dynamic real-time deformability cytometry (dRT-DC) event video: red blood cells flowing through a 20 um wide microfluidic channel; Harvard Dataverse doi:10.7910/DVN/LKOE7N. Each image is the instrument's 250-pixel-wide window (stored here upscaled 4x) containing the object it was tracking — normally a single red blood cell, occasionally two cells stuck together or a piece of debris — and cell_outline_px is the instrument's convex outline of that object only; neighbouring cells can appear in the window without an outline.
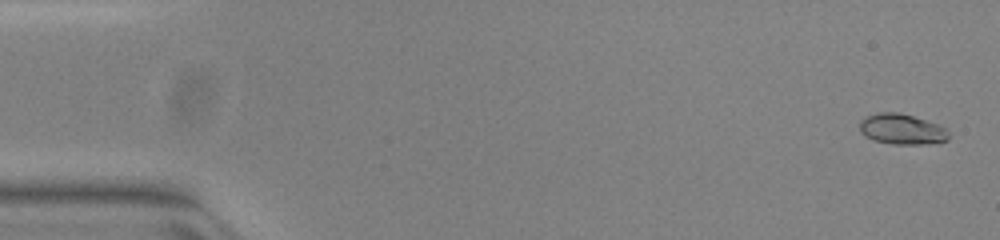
{"species": "common noctule bat (a hibernating species)", "species_latin": "Nyctalus noctula", "temperature_condition": "warm", "stored_images_in_passage": 50, "camera_frame_rate_fps": 3000, "um_per_image_px": 0.085, "animal": {"sex": "female", "body_mass_g": 23.0, "forearm_length_mm": 53.4}, "frame": {"image": 1, "passage_image": 2, "time_ms": 0.333, "image_size_px": [1000, 240], "cell_outline_px": [[948, 140], [924, 144], [892, 144], [872, 140], [864, 136], [860, 132], [860, 120], [864, 116], [876, 112], [900, 112], [936, 124], [944, 128], [948, 132]], "centroid_in_image_um": [76.58, 10.97], "position_along_channel_um": 8.4, "area_um2": 15.84}}
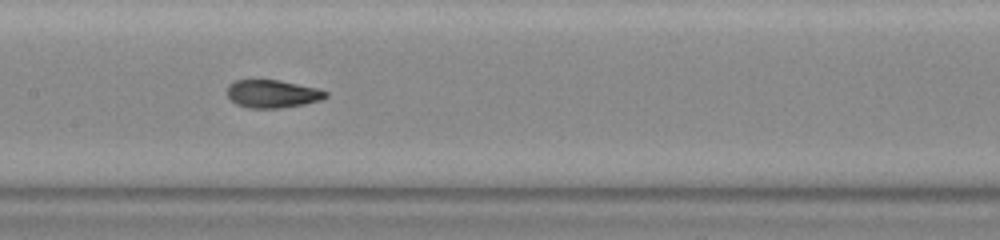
{"frame": {"image": 2, "passage_image": 26, "time_ms": 8.333, "image_size_px": [1000, 240], "cell_outline_px": [[328, 96], [320, 100], [304, 104], [280, 108], [248, 108], [236, 104], [228, 96], [228, 84], [236, 80], [280, 80], [316, 88], [328, 92]], "centroid_in_image_um": [23.16, 7.98], "position_along_channel_um": 184.2, "area_um2": 15.95}}
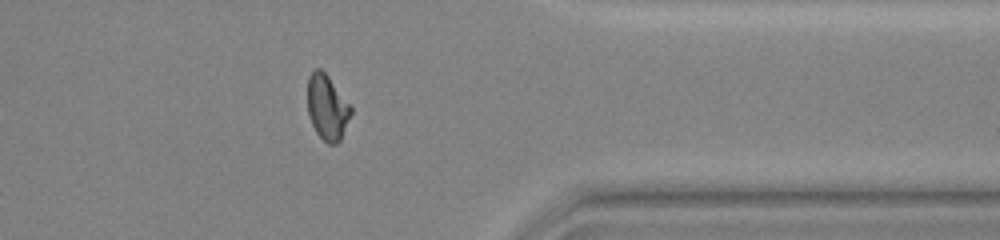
{"frame": {"image": 3, "passage_image": 42, "time_ms": 13.667, "image_size_px": [1000, 240], "cell_outline_px": [[352, 112], [340, 140], [336, 144], [328, 144], [316, 132], [312, 124], [308, 112], [308, 76], [316, 68], [320, 68], [328, 76], [352, 108]], "centroid_in_image_um": [27.8, 9.13], "position_along_channel_um": 383.6, "area_um2": 16.18}}